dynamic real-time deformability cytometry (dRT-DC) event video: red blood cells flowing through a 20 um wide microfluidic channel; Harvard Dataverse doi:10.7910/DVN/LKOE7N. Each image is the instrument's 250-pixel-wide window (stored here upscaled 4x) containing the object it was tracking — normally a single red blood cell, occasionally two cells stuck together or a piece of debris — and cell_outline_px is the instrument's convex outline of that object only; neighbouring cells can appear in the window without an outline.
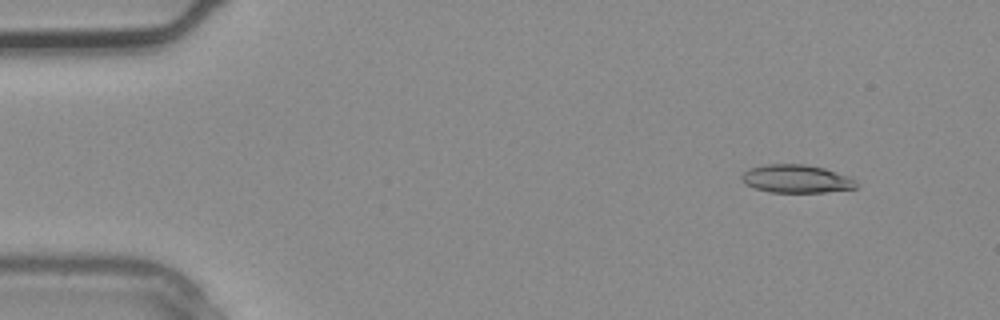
{"species": "common noctule bat (a hibernating species)", "species_latin": "Nyctalus noctula", "temperature_condition": "warm", "stored_images_in_passage": 4, "camera_frame_rate_fps": 3000, "um_per_image_px": 0.085, "animal": {"sex": "male", "body_mass_g": 20.4}, "frame": {"image": 1, "passage_image": 2, "time_ms": 0.333, "image_size_px": [1000, 320], "cell_outline_px": [[856, 188], [824, 192], [768, 192], [744, 184], [740, 176], [748, 168], [764, 164], [804, 164], [824, 168], [848, 176], [856, 180]], "centroid_in_image_um": [67.65, 15.19], "position_along_channel_um": 17.4, "area_um2": 18.79}}